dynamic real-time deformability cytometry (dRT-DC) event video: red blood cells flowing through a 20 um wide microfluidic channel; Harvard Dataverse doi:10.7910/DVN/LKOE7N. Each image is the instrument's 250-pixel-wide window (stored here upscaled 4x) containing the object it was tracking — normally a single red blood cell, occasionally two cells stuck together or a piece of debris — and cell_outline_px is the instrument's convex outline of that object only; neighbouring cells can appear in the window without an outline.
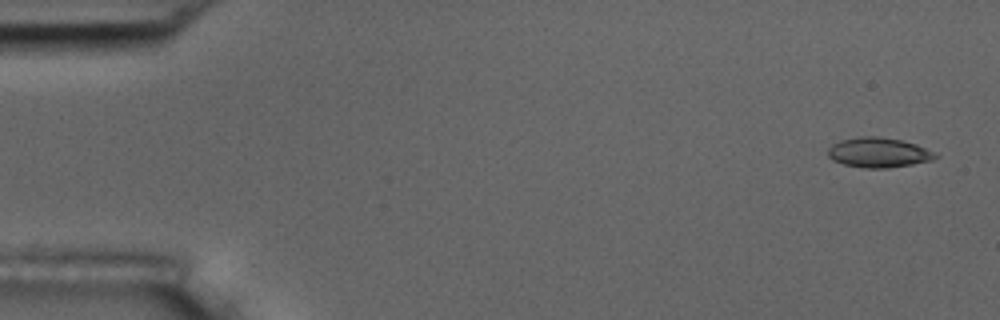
{"species": "common noctule bat (a hibernating species)", "species_latin": "Nyctalus noctula", "temperature_condition": "room temperature", "stored_images_in_passage": 2, "camera_frame_rate_fps": 3000, "um_per_image_px": 0.085, "animal": {"sex": "male", "body_mass_g": 17.5, "forearm_length_mm": 52.3}, "frame": {"image": 1, "passage_image": 2, "time_ms": 1.333, "image_size_px": [1000, 320], "cell_outline_px": [[940, 156], [932, 160], [912, 164], [888, 168], [864, 168], [844, 164], [832, 160], [828, 156], [828, 148], [832, 144], [840, 140], [860, 136], [876, 136], [900, 140], [916, 144]], "centroid_in_image_um": [74.64, 12.97], "position_along_channel_um": 10.4, "area_um2": 18.61}}